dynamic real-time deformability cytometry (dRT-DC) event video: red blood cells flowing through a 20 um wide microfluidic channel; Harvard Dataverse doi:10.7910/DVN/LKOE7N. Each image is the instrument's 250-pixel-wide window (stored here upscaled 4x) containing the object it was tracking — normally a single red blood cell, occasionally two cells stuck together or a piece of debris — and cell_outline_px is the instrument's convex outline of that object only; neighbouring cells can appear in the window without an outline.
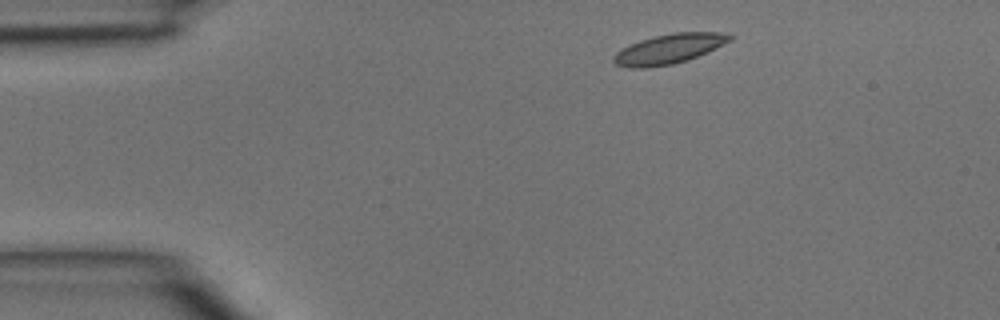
{"species": "common noctule bat (a hibernating species)", "species_latin": "Nyctalus noctula", "temperature_condition": "room temperature", "stored_images_in_passage": 4, "camera_frame_rate_fps": 3000, "um_per_image_px": 0.085, "animal": {"sex": "male", "body_mass_g": 15.6}, "frame": {"image": 1, "passage_image": 1, "time_ms": 0.0, "image_size_px": [1000, 320], "cell_outline_px": [[736, 36], [732, 40], [708, 52], [688, 60], [672, 64], [644, 68], [628, 68], [616, 64], [612, 60], [612, 56], [616, 52], [628, 44], [652, 36], [672, 32], [728, 32]], "centroid_in_image_um": [56.89, 4.14], "position_along_channel_um": 28.1, "area_um2": 20.58}}
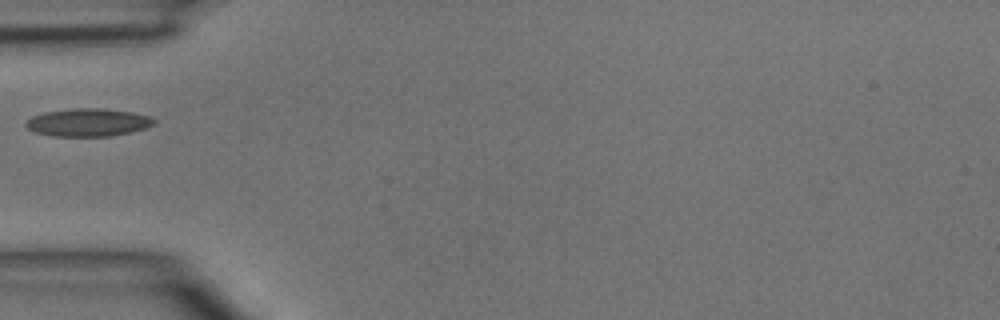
{"frame": {"image": 2, "passage_image": 3, "time_ms": 0.667, "image_size_px": [1000, 320], "cell_outline_px": [[156, 124], [144, 128], [128, 132], [108, 136], [52, 136], [36, 132], [28, 128], [24, 124], [32, 116], [44, 112], [72, 108], [100, 108], [132, 112], [152, 116], [156, 120]], "centroid_in_image_um": [7.5, 10.39], "position_along_channel_um": 77.5, "area_um2": 20.75}}